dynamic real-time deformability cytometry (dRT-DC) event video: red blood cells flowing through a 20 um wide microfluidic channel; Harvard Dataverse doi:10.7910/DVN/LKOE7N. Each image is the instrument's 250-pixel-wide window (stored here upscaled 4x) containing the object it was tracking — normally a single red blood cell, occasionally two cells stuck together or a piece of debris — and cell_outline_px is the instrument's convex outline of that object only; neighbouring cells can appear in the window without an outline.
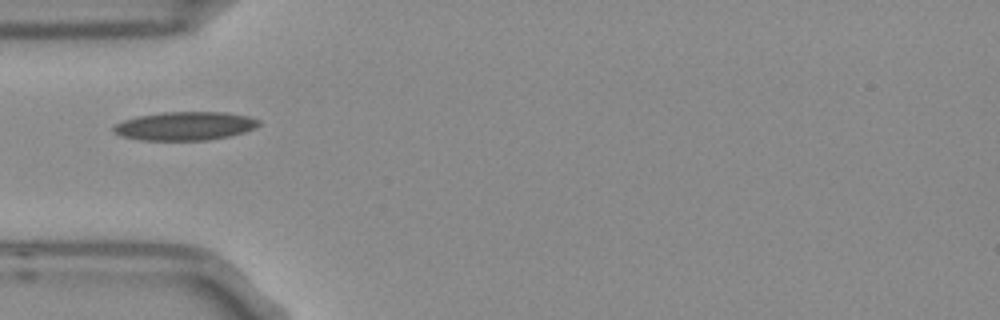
{"species": "Egyptian fruit bat (a non-hibernating species)", "species_latin": "Rousettus aegyptiacus", "temperature_condition": "room temperature", "stored_images_in_passage": 1, "camera_frame_rate_fps": 3000, "um_per_image_px": 0.085, "frame": {"image": 1, "passage_image": 1, "time_ms": 0.0, "image_size_px": [1000, 320], "cell_outline_px": [[260, 124], [256, 128], [232, 136], [208, 140], [140, 140], [120, 136], [112, 132], [112, 128], [116, 124], [124, 120], [136, 116], [164, 112], [224, 112], [248, 116], [260, 120]], "centroid_in_image_um": [15.72, 10.71], "position_along_channel_um": 69.3, "area_um2": 24.39}}